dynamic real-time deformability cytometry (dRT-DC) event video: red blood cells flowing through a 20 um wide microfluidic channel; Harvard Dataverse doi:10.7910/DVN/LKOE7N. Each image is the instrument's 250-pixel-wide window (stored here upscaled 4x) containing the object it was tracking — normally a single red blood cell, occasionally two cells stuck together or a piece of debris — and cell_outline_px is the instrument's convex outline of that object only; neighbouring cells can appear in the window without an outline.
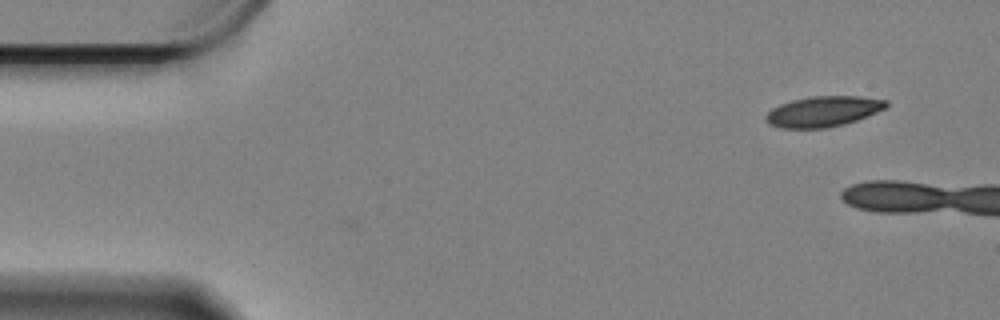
{"species": "Egyptian fruit bat (a non-hibernating species)", "species_latin": "Rousettus aegyptiacus", "temperature_condition": "cold", "stored_images_in_passage": 5, "camera_frame_rate_fps": 3000, "um_per_image_px": 0.085, "animal": {"sex": "female"}, "frame": {"image": 1, "passage_image": 1, "time_ms": 0.0, "image_size_px": [1000, 320], "cell_outline_px": [[888, 108], [856, 120], [844, 124], [824, 128], [780, 128], [768, 124], [764, 120], [764, 116], [772, 108], [780, 104], [792, 100], [812, 96], [860, 96], [888, 100]], "centroid_in_image_um": [69.97, 9.47], "position_along_channel_um": 15.0, "area_um2": 21.56}}